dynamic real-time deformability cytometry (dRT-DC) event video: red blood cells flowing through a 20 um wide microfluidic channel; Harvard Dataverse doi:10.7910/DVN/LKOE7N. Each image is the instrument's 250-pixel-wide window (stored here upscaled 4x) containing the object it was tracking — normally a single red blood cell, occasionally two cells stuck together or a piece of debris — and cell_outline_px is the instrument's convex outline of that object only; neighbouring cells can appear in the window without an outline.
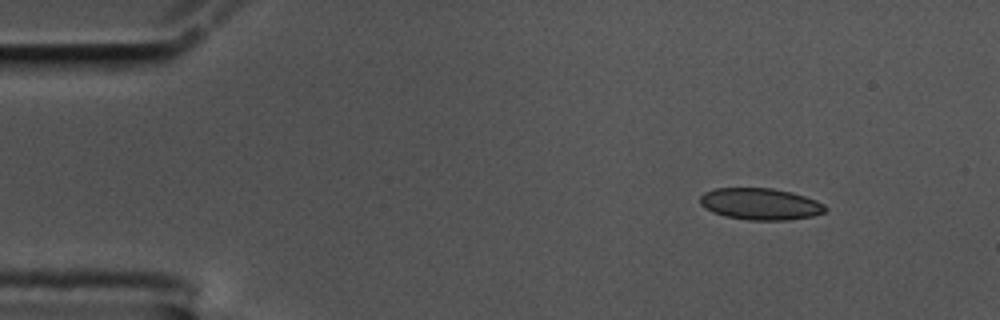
{"species": "common noctule bat (a hibernating species)", "species_latin": "Nyctalus noctula", "temperature_condition": "cold", "stored_images_in_passage": 11, "camera_frame_rate_fps": 3000, "um_per_image_px": 0.085, "animal": {"sex": "male", "body_mass_g": 17.5, "forearm_length_mm": 52.3}, "frame": {"image": 1, "passage_image": 1, "time_ms": 0.0, "image_size_px": [1000, 320], "cell_outline_px": [[828, 212], [812, 216], [788, 220], [748, 220], [724, 216], [712, 212], [704, 208], [700, 204], [700, 196], [704, 192], [716, 188], [772, 188], [792, 192], [816, 200], [824, 204], [828, 208]], "centroid_in_image_um": [64.64, 17.34], "position_along_channel_um": 20.4, "area_um2": 23.35}}
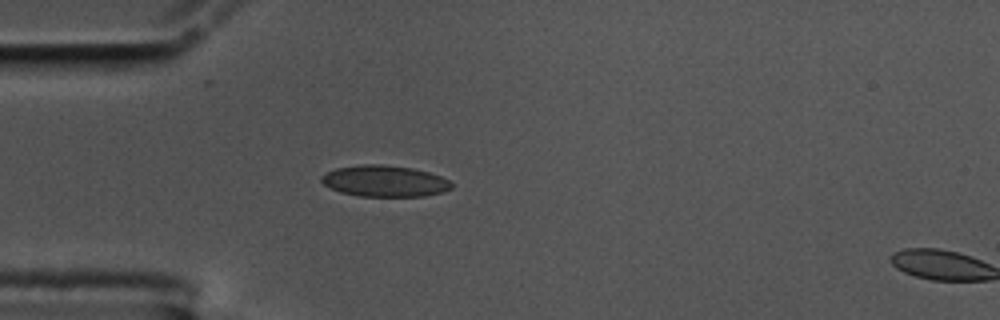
{"frame": {"image": 2, "passage_image": 10, "time_ms": 3.0, "image_size_px": [1000, 320], "cell_outline_px": [[452, 188], [444, 192], [424, 196], [360, 196], [340, 192], [324, 184], [320, 180], [320, 176], [336, 168], [360, 164], [380, 164], [412, 168], [428, 172], [440, 176], [448, 180], [452, 184]], "centroid_in_image_um": [32.69, 15.39], "position_along_channel_um": 52.3, "area_um2": 23.64}}